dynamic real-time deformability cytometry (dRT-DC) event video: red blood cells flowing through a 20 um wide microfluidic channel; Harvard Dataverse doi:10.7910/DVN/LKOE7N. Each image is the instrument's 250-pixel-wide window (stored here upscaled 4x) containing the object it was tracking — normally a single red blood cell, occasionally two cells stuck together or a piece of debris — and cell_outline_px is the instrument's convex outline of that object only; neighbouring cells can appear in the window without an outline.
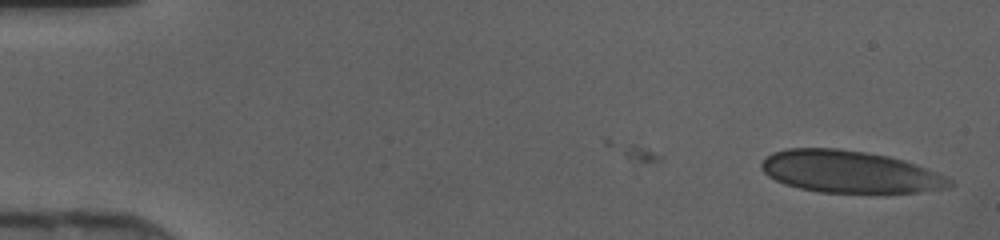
{"species": "human", "species_latin": "Homo sapiens", "temperature_condition": "cold", "stored_images_in_passage": 43, "camera_frame_rate_fps": 3000, "um_per_image_px": 0.085, "donor": {"sex": "female"}, "frame": {"image": 1, "passage_image": 1, "time_ms": 0.0, "image_size_px": [1000, 240], "cell_outline_px": [[956, 184], [948, 188], [916, 192], [820, 192], [800, 188], [784, 184], [768, 176], [760, 168], [760, 164], [772, 152], [788, 148], [836, 148], [864, 152], [888, 156], [904, 160], [916, 164], [944, 176], [952, 180]], "centroid_in_image_um": [72.21, 14.6], "position_along_channel_um": 12.8, "area_um2": 45.89}}
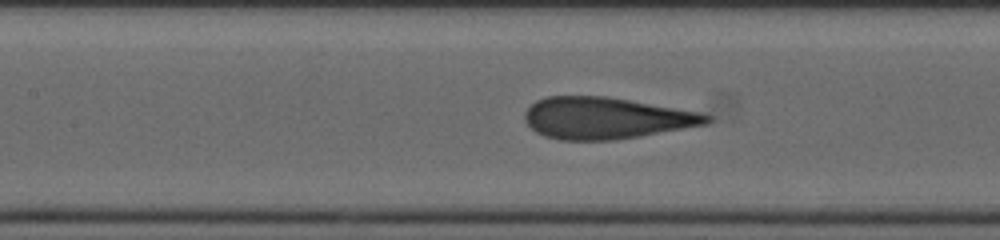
{"frame": {"image": 2, "passage_image": 19, "time_ms": 6.0, "image_size_px": [1000, 240], "cell_outline_px": [[712, 120], [708, 124], [640, 136], [616, 140], [560, 140], [544, 136], [536, 132], [524, 120], [524, 112], [536, 100], [548, 96], [604, 96], [628, 100], [696, 112], [712, 116]], "centroid_in_image_um": [51.46, 10.05], "position_along_channel_um": 155.9, "area_um2": 43.81}}
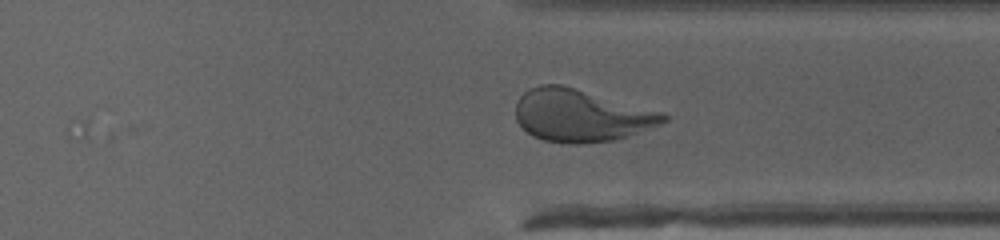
{"frame": {"image": 3, "passage_image": 33, "time_ms": 10.667, "image_size_px": [1000, 240], "cell_outline_px": [[668, 120], [660, 124], [628, 136], [612, 140], [580, 144], [564, 144], [544, 140], [532, 136], [516, 120], [516, 104], [520, 96], [528, 88], [540, 84], [560, 84], [664, 112], [668, 116]], "centroid_in_image_um": [49.37, 9.82], "position_along_channel_um": 362.0, "area_um2": 45.08}}